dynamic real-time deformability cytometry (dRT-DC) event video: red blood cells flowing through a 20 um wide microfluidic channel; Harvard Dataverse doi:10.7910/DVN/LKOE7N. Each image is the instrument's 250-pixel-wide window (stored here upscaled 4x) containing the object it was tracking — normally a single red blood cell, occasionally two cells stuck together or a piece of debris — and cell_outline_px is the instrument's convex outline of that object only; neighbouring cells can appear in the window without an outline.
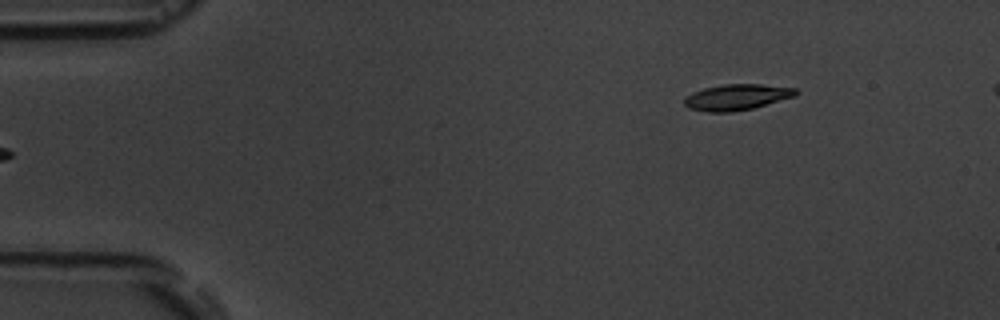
{"species": "common noctule bat (a hibernating species)", "species_latin": "Nyctalus noctula", "temperature_condition": "room temperature", "stored_images_in_passage": 4, "segment_of_instrument_passage": [2, 2], "camera_frame_rate_fps": 3000, "um_per_image_px": 0.085, "animal": {"sex": "male", "body_mass_g": 19.5, "forearm_length_mm": 54.6}, "frame": {"image": 1, "passage_image": 4, "time_ms": 3.333, "image_size_px": [1000, 320], "cell_outline_px": [[800, 92], [796, 96], [752, 108], [732, 112], [708, 112], [688, 108], [684, 104], [684, 96], [692, 92], [704, 88], [724, 84], [760, 84], [796, 88]], "centroid_in_image_um": [62.62, 8.25], "position_along_channel_um": 22.4, "area_um2": 16.94}}